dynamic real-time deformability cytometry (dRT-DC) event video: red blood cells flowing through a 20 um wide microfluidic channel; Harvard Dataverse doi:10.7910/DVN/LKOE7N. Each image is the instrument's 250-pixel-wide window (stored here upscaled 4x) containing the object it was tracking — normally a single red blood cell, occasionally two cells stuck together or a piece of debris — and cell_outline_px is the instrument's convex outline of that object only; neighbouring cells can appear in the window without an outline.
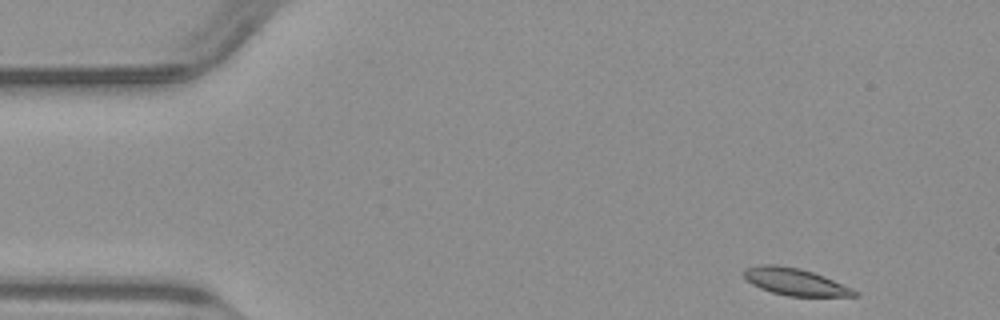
{"species": "common noctule bat (a hibernating species)", "species_latin": "Nyctalus noctula", "temperature_condition": "warm", "stored_images_in_passage": 47, "camera_frame_rate_fps": 3000, "um_per_image_px": 0.085, "animal": {"sex": "male", "body_mass_g": 23.1, "forearm_length_mm": 52.7}, "frame": {"image": 1, "passage_image": 1, "time_ms": 0.0, "image_size_px": [1000, 320], "cell_outline_px": [[860, 296], [788, 296], [772, 292], [760, 288], [752, 284], [744, 276], [744, 268], [760, 264], [776, 264], [800, 268], [824, 276], [852, 288], [860, 292]], "centroid_in_image_um": [67.6, 23.94], "position_along_channel_um": 17.4, "area_um2": 17.46}}
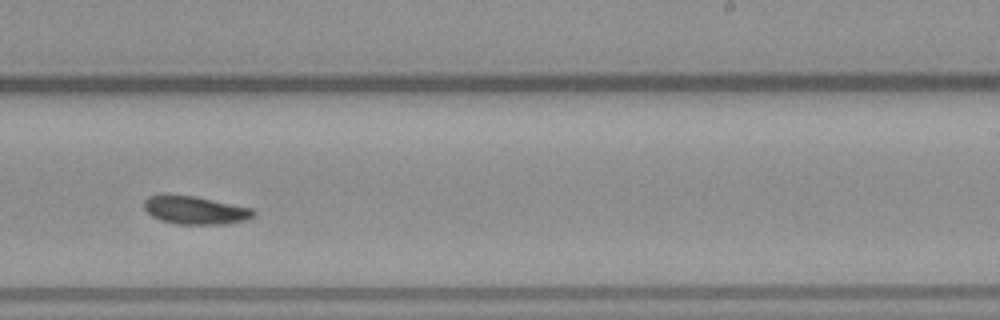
{"frame": {"image": 2, "passage_image": 27, "time_ms": 8.667, "image_size_px": [1000, 320], "cell_outline_px": [[256, 212], [252, 216], [244, 220], [224, 224], [176, 224], [160, 220], [152, 216], [144, 208], [144, 200], [148, 196], [164, 192], [196, 196], [252, 208]], "centroid_in_image_um": [16.51, 17.83], "position_along_channel_um": 272.5, "area_um2": 18.26}}
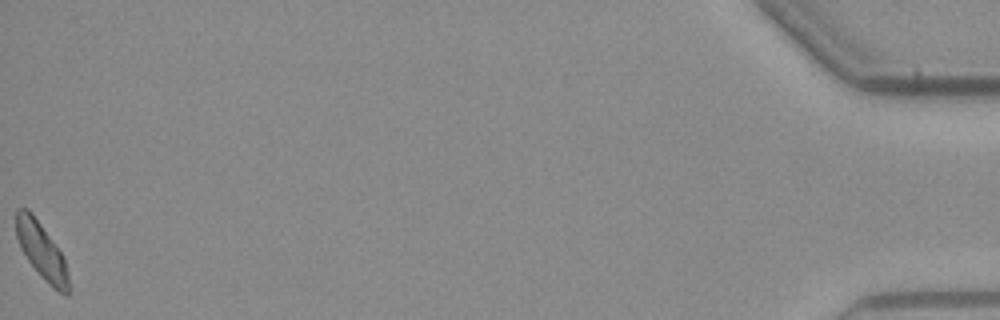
{"frame": {"image": 3, "passage_image": 47, "time_ms": 15.333, "image_size_px": [1000, 320], "cell_outline_px": [[68, 296], [64, 296], [52, 288], [48, 284], [28, 260], [20, 248], [16, 236], [16, 208], [28, 208], [32, 212], [64, 256], [68, 276]], "centroid_in_image_um": [3.53, 21.32], "position_along_channel_um": 431.7, "area_um2": 17.22}}